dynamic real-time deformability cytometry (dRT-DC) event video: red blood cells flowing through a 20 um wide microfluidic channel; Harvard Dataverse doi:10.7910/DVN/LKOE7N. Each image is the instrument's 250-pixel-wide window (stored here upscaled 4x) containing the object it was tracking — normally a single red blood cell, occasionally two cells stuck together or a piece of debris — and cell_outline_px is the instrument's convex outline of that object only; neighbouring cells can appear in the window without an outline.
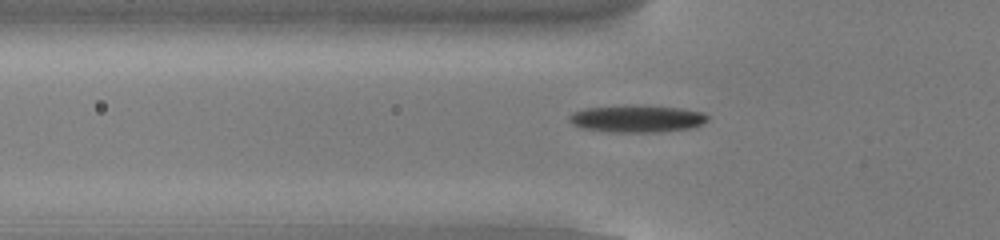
{"species": "common noctule bat (a hibernating species)", "species_latin": "Nyctalus noctula", "temperature_condition": "cold", "stored_images_in_passage": 54, "camera_frame_rate_fps": 3000, "um_per_image_px": 0.085, "animal": {"sex": "male", "body_mass_g": 13.0, "forearm_length_mm": 53.1}, "frame": {"image": 1, "passage_image": 18, "time_ms": 5.667, "image_size_px": [1000, 240], "cell_outline_px": [[708, 120], [696, 128], [660, 132], [608, 132], [580, 128], [572, 124], [568, 120], [568, 116], [572, 112], [584, 108], [628, 104], [680, 108], [704, 112], [708, 116]], "centroid_in_image_um": [54.13, 10.09], "position_along_channel_um": 71.7, "area_um2": 22.54}}
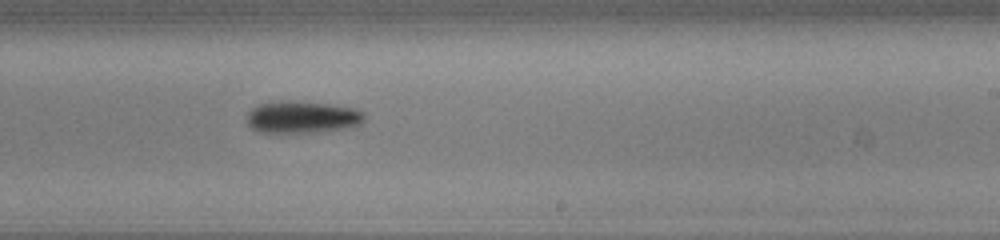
{"frame": {"image": 2, "passage_image": 33, "time_ms": 10.667, "image_size_px": [1000, 240], "cell_outline_px": [[364, 120], [360, 124], [352, 128], [320, 132], [260, 132], [252, 128], [248, 124], [248, 112], [252, 108], [260, 104], [288, 100], [292, 100], [328, 104], [356, 108], [364, 112]], "centroid_in_image_um": [25.75, 9.96], "position_along_channel_um": 263.3, "area_um2": 22.08}}
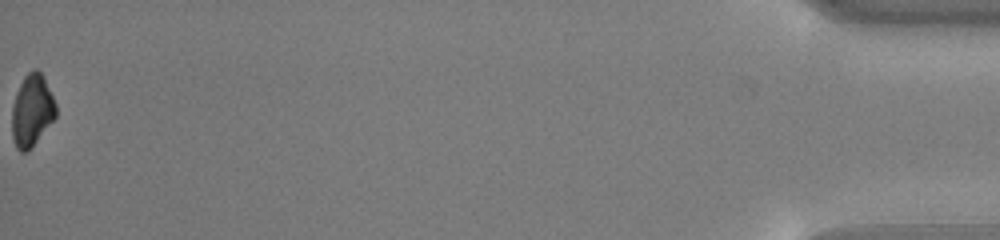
{"frame": {"image": 3, "passage_image": 54, "time_ms": 17.667, "image_size_px": [1000, 240], "cell_outline_px": [[56, 116], [36, 140], [24, 152], [20, 152], [16, 148], [12, 136], [12, 104], [16, 92], [24, 76], [32, 68], [36, 68], [44, 76], [56, 104]], "centroid_in_image_um": [2.7, 9.33], "position_along_channel_um": 432.5, "area_um2": 18.21}, "authors_computed_cell_mechanics": {"area_um2": 20.1144, "velocity_mm_per_s": 3.844, "shape_relaxation_time_tau1_ms": 1.8711, "shape_relaxation_time_tau2_ms": null, "deformation_change_tau1": 0.0831, "deformation_change_tau2": null}}